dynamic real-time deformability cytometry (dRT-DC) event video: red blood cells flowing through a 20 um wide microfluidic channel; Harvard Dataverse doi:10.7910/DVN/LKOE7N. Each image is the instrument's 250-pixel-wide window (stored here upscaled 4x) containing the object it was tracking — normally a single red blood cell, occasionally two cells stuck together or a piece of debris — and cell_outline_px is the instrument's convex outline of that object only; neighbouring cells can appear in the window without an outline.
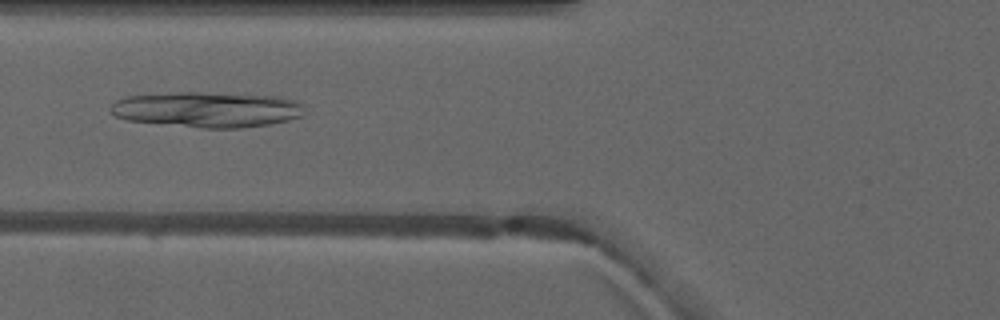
{"species": "common noctule bat (a hibernating species)", "species_latin": "Nyctalus noctula", "temperature_condition": "warm", "stored_images_in_passage": 7, "camera_frame_rate_fps": 3000, "um_per_image_px": 0.085, "animal": {"sex": "male", "forearm_length_mm": 52.5}, "frame": {"image": 1, "passage_image": 6, "time_ms": 6.0, "image_size_px": [1000, 320], "cell_outline_px": [[304, 104], [300, 116], [288, 120], [268, 124], [244, 128], [200, 128], [128, 120], [116, 116], [108, 112], [108, 108], [116, 100], [124, 96], [176, 92], [196, 92], [284, 96], [300, 100]], "centroid_in_image_um": [17.61, 9.3], "position_along_channel_um": 108.2, "area_um2": 40.58}}
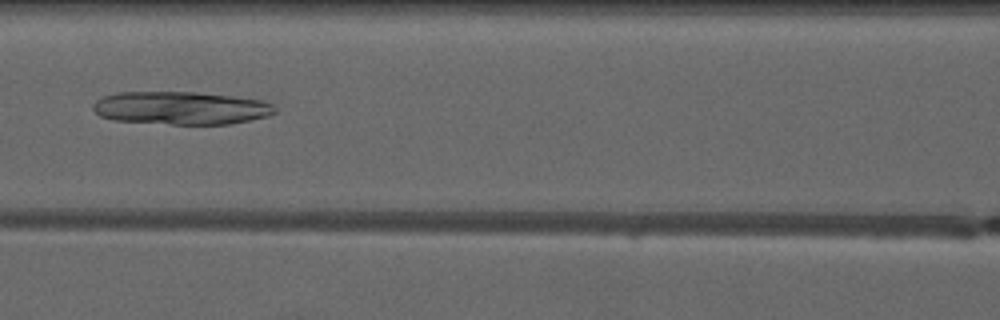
{"frame": {"image": 2, "passage_image": 7, "time_ms": 7.0, "image_size_px": [1000, 320], "cell_outline_px": [[276, 112], [268, 116], [228, 124], [172, 124], [112, 120], [100, 116], [92, 108], [92, 104], [96, 100], [104, 96], [116, 92], [196, 92], [232, 96], [264, 100], [272, 104], [276, 108]], "centroid_in_image_um": [15.37, 9.17], "position_along_channel_um": 151.2, "area_um2": 35.03}}